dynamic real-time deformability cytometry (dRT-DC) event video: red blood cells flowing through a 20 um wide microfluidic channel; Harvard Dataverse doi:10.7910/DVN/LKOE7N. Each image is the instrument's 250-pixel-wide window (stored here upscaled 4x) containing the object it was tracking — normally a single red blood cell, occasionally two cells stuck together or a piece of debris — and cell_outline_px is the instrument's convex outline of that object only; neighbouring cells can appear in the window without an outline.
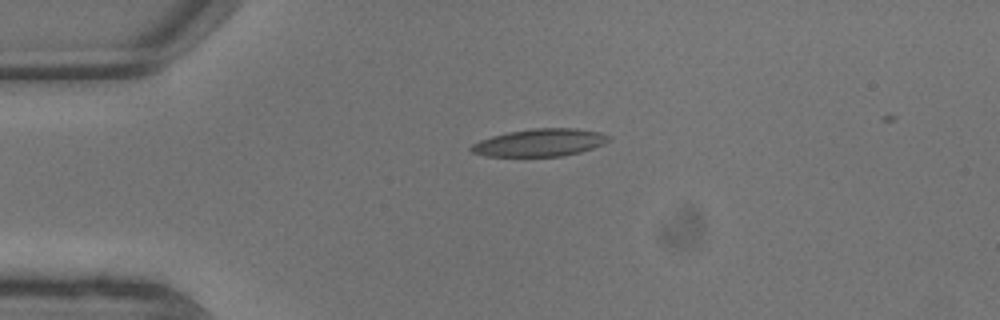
{"species": "common noctule bat (a hibernating species)", "species_latin": "Nyctalus noctula", "temperature_condition": "warm", "stored_images_in_passage": 7, "camera_frame_rate_fps": 3000, "um_per_image_px": 0.085, "animal": {"sex": "male", "body_mass_g": 13.3}, "frame": {"image": 1, "passage_image": 1, "time_ms": 0.0, "image_size_px": [1000, 320], "cell_outline_px": [[612, 140], [604, 144], [580, 152], [564, 156], [484, 156], [472, 152], [468, 148], [472, 144], [480, 140], [492, 136], [508, 132], [532, 128], [576, 128], [600, 132], [612, 136]], "centroid_in_image_um": [45.92, 12.12], "position_along_channel_um": 39.1, "area_um2": 22.25}}
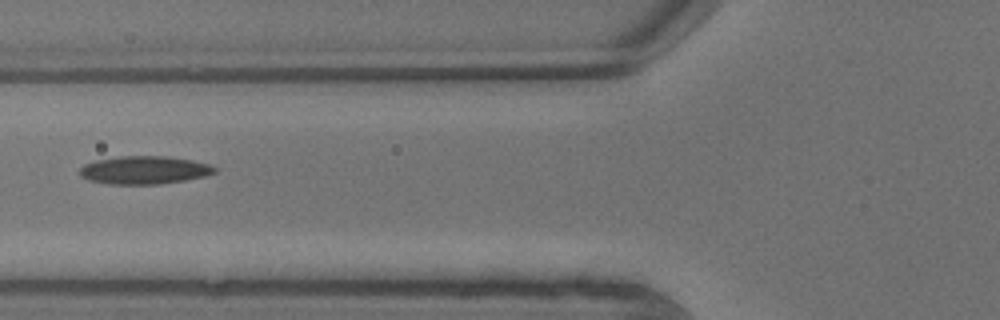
{"frame": {"image": 2, "passage_image": 4, "time_ms": 1.0, "image_size_px": [1000, 320], "cell_outline_px": [[216, 172], [204, 176], [184, 180], [160, 184], [108, 184], [88, 180], [80, 176], [76, 172], [84, 164], [96, 160], [120, 156], [168, 156], [192, 160], [208, 164], [216, 168]], "centroid_in_image_um": [12.21, 14.45], "position_along_channel_um": 113.6, "area_um2": 22.14}}
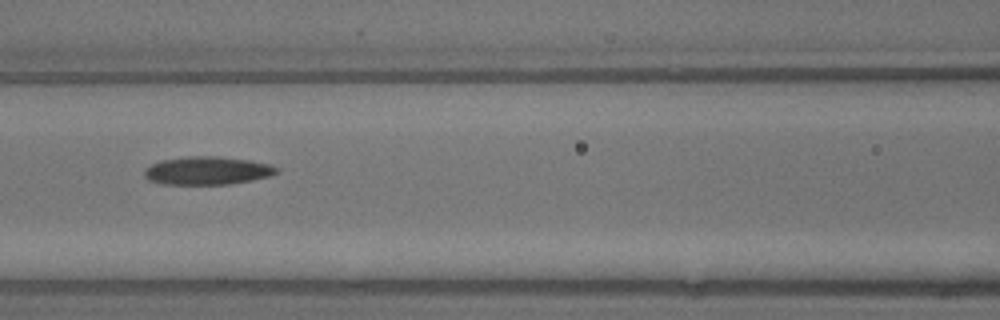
{"frame": {"image": 3, "passage_image": 5, "time_ms": 1.333, "image_size_px": [1000, 320], "cell_outline_px": [[280, 172], [272, 176], [252, 180], [228, 184], [164, 184], [148, 180], [144, 176], [144, 172], [152, 164], [160, 160], [188, 156], [220, 156], [248, 160], [272, 164], [280, 168]], "centroid_in_image_um": [17.69, 14.5], "position_along_channel_um": 148.9, "area_um2": 21.85}}